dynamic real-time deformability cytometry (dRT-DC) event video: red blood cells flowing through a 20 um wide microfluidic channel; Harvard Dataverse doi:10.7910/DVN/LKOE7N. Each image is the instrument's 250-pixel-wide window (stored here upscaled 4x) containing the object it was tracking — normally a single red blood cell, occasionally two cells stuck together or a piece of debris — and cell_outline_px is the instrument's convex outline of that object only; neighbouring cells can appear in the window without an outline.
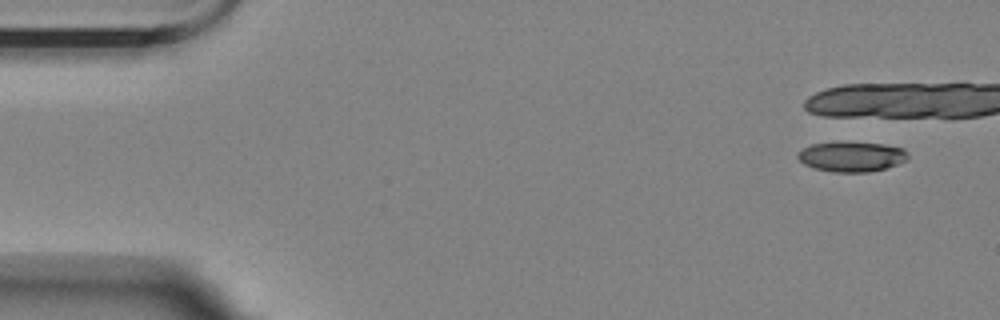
{"species": "Egyptian fruit bat (a non-hibernating species)", "species_latin": "Rousettus aegyptiacus", "temperature_condition": "room temperature", "stored_images_in_passage": 6, "camera_frame_rate_fps": 3000, "um_per_image_px": 0.085, "animal": {"sex": "female"}, "frame": {"image": 1, "passage_image": 1, "time_ms": 0.0, "image_size_px": [1000, 320], "cell_outline_px": [[908, 160], [884, 168], [868, 172], [836, 172], [812, 168], [804, 164], [796, 156], [804, 148], [812, 144], [884, 144], [904, 148], [908, 156]], "centroid_in_image_um": [72.41, 13.35], "position_along_channel_um": 12.6, "area_um2": 18.55}}